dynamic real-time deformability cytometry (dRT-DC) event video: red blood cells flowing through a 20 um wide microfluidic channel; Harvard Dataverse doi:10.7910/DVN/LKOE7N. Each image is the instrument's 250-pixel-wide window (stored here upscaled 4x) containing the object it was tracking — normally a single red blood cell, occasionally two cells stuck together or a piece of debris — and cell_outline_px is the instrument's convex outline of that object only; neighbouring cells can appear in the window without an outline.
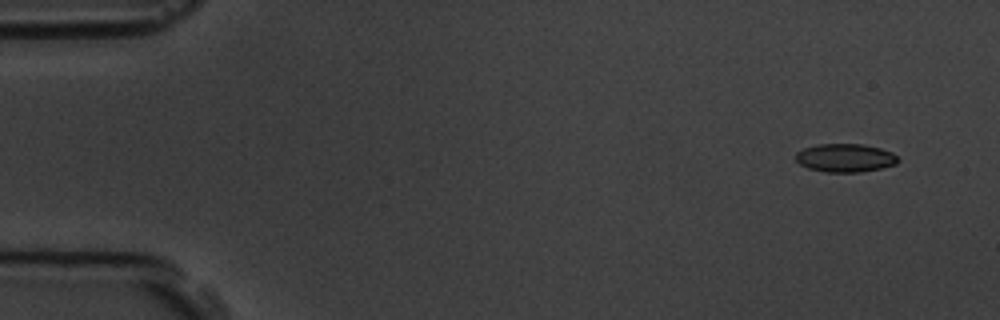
{"species": "common noctule bat (a hibernating species)", "species_latin": "Nyctalus noctula", "temperature_condition": "room temperature", "stored_images_in_passage": 5, "camera_frame_rate_fps": 3000, "um_per_image_px": 0.085, "animal": {"sex": "male", "body_mass_g": 19.5, "forearm_length_mm": 54.6}, "frame": {"image": 1, "passage_image": 1, "time_ms": 0.0, "image_size_px": [1000, 320], "cell_outline_px": [[900, 160], [896, 164], [880, 168], [860, 172], [824, 172], [808, 168], [800, 164], [796, 160], [796, 152], [804, 148], [816, 144], [860, 144], [880, 148], [892, 152]], "centroid_in_image_um": [71.83, 13.42], "position_along_channel_um": 13.2, "area_um2": 16.88}}
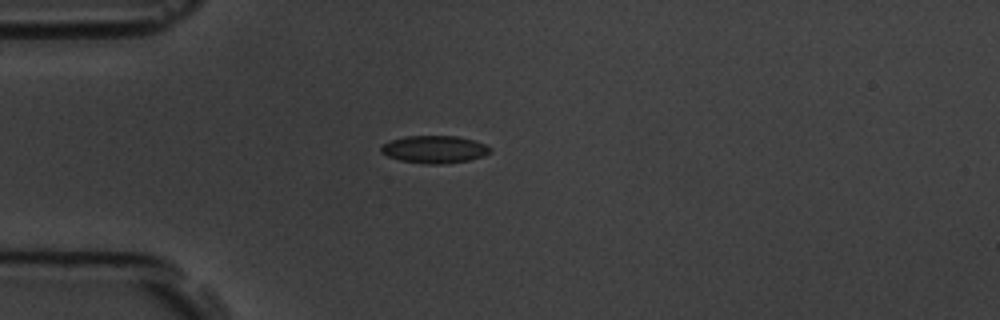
{"frame": {"image": 2, "passage_image": 4, "time_ms": 3.667, "image_size_px": [1000, 320], "cell_outline_px": [[492, 152], [484, 156], [468, 160], [440, 164], [428, 164], [400, 160], [388, 156], [380, 152], [380, 148], [384, 144], [392, 140], [404, 136], [456, 136], [476, 140], [492, 148]], "centroid_in_image_um": [36.96, 12.69], "position_along_channel_um": 48.0, "area_um2": 17.46}}